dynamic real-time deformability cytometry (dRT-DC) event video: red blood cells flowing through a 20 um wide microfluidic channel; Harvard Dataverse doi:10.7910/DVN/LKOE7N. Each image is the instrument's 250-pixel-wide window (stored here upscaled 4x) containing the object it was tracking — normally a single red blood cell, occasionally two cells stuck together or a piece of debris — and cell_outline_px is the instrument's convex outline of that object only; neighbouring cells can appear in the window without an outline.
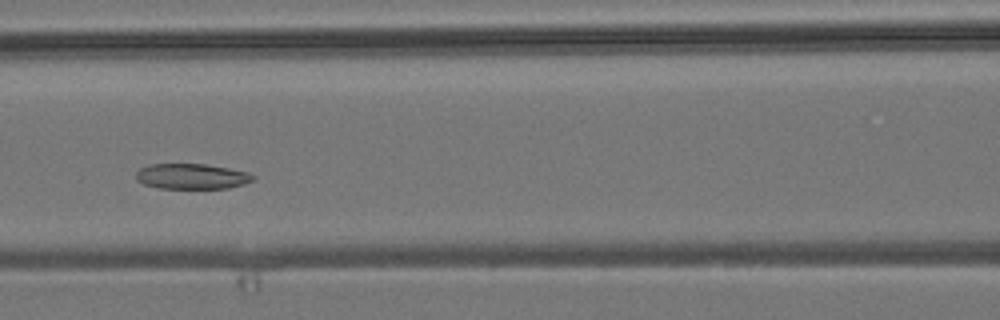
{"species": "common noctule bat (a hibernating species)", "species_latin": "Nyctalus noctula", "temperature_condition": "room temperature", "stored_images_in_passage": 5, "camera_frame_rate_fps": 3000, "um_per_image_px": 0.085, "animal": {"sex": "male", "body_mass_g": 19.2, "forearm_length_mm": 51.8}, "frame": {"image": 1, "passage_image": 5, "time_ms": 4.333, "image_size_px": [1000, 320], "cell_outline_px": [[256, 180], [244, 184], [228, 188], [160, 188], [144, 184], [136, 180], [136, 172], [140, 168], [148, 164], [204, 164], [228, 168], [248, 172], [256, 176]], "centroid_in_image_um": [16.32, 14.99], "position_along_channel_um": 150.3, "area_um2": 17.4}}